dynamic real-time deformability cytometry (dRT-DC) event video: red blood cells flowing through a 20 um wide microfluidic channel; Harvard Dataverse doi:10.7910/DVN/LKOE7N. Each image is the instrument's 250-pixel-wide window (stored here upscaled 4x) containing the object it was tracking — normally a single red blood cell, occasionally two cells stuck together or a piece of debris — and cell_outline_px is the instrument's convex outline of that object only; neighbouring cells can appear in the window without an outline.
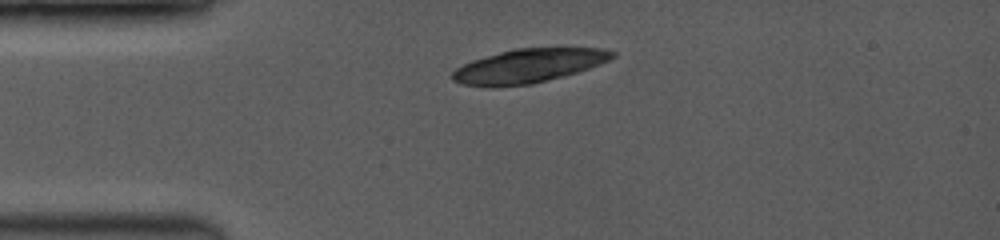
{"species": "common noctule bat (a hibernating species)", "species_latin": "Nyctalus noctula", "temperature_condition": "room temperature", "stored_images_in_passage": 1, "camera_frame_rate_fps": 3500, "um_per_image_px": 0.085, "animal": {"sex": "female", "body_mass_g": 19.0, "forearm_length_mm": 53.3}, "frame": {"image": 1, "passage_image": 1, "time_ms": 0.0, "image_size_px": [1000, 240], "cell_outline_px": [[616, 56], [608, 60], [588, 68], [564, 76], [532, 84], [492, 88], [488, 88], [460, 84], [452, 80], [452, 72], [456, 68], [472, 60], [500, 52], [516, 48], [604, 48], [616, 52]], "centroid_in_image_um": [44.88, 5.62], "position_along_channel_um": 40.1, "area_um2": 31.73}}